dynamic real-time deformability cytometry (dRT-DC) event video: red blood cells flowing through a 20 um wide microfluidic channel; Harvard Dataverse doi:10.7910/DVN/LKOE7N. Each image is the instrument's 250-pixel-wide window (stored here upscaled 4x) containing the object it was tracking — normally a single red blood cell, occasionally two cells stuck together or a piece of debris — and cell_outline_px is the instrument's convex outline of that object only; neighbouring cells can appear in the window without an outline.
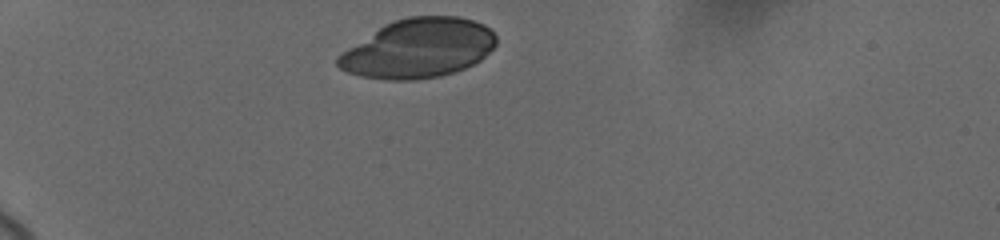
{"species": "human", "species_latin": "Homo sapiens", "temperature_condition": "cold", "stored_images_in_passage": 6, "camera_frame_rate_fps": 3000, "um_per_image_px": 0.085, "donor": {"sex": "female"}, "frame": {"image": 1, "passage_image": 1, "time_ms": 0.0, "image_size_px": [1000, 240], "cell_outline_px": [[496, 44], [480, 60], [464, 68], [440, 76], [416, 80], [388, 80], [360, 76], [348, 72], [340, 68], [336, 64], [336, 56], [384, 24], [408, 16], [456, 16], [472, 20], [484, 24], [496, 36]], "centroid_in_image_um": [35.55, 4.11], "position_along_channel_um": 49.5, "area_um2": 54.27}}